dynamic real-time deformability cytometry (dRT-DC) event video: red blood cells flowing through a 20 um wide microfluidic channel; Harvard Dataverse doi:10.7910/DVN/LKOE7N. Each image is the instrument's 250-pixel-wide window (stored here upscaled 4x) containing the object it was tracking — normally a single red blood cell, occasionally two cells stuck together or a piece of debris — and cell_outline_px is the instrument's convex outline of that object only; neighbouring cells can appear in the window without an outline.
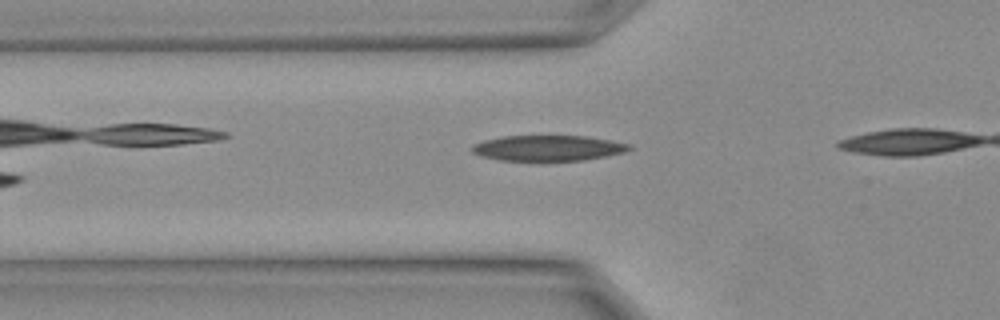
{"species": "Egyptian fruit bat (a non-hibernating species)", "species_latin": "Rousettus aegyptiacus", "temperature_condition": "warm", "stored_images_in_passage": 6, "camera_frame_rate_fps": 3000, "um_per_image_px": 0.085, "animal": {"sex": "female"}, "frame": {"image": 1, "passage_image": 3, "time_ms": 0.667, "image_size_px": [1000, 320], "cell_outline_px": [[632, 148], [624, 152], [584, 160], [540, 164], [536, 164], [500, 160], [480, 156], [472, 152], [472, 144], [484, 140], [504, 136], [584, 136], [608, 140], [628, 144]], "centroid_in_image_um": [46.49, 12.64], "position_along_channel_um": 79.3, "area_um2": 24.33}}